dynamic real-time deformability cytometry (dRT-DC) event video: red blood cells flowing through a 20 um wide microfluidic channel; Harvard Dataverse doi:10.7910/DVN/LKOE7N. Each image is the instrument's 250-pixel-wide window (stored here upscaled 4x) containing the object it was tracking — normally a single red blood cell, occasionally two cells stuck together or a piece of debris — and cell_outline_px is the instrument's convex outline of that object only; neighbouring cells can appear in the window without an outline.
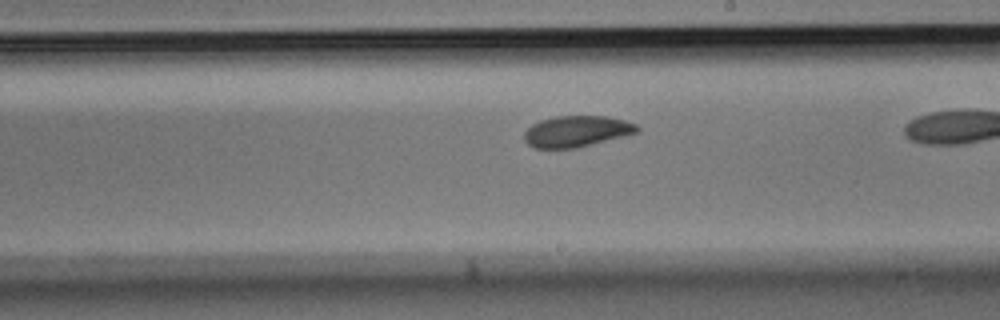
{"species": "Egyptian fruit bat (a non-hibernating species)", "species_latin": "Rousettus aegyptiacus", "temperature_condition": "room temperature", "stored_images_in_passage": 23, "camera_frame_rate_fps": 3000, "um_per_image_px": 0.085, "animal": {"sex": "male"}, "frame": {"image": 1, "passage_image": 14, "time_ms": 4.333, "image_size_px": [1000, 320], "cell_outline_px": [[640, 132], [576, 148], [532, 148], [524, 140], [524, 132], [532, 124], [540, 120], [556, 116], [608, 116], [624, 120], [636, 124], [640, 128]], "centroid_in_image_um": [49.01, 11.16], "position_along_channel_um": 240.0, "area_um2": 20.58}}